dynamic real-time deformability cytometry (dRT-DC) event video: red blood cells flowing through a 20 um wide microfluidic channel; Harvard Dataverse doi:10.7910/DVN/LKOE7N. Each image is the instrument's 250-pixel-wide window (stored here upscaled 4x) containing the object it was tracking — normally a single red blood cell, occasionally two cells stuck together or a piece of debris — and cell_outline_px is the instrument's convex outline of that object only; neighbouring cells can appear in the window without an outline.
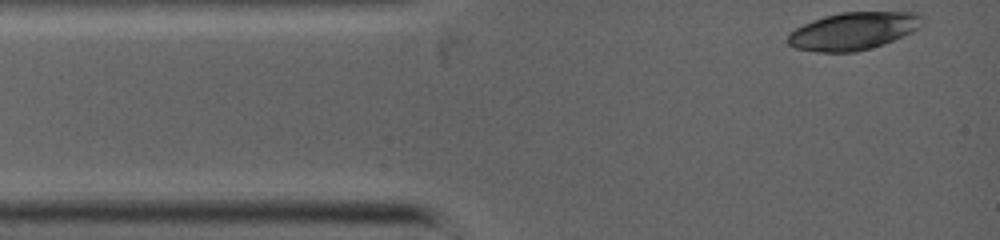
{"species": "common noctule bat (a hibernating species)", "species_latin": "Nyctalus noctula", "temperature_condition": "warm", "stored_images_in_passage": 5, "camera_frame_rate_fps": 5000, "um_per_image_px": 0.085, "animal": {"sex": "female", "body_mass_g": 19.0, "forearm_length_mm": 53.3}, "frame": {"image": 1, "passage_image": 1, "time_ms": 0.0, "image_size_px": [1000, 240], "cell_outline_px": [[924, 20], [920, 28], [912, 32], [884, 44], [856, 52], [816, 52], [796, 48], [788, 44], [788, 32], [812, 20], [824, 16], [840, 12], [920, 12], [924, 16]], "centroid_in_image_um": [72.56, 2.63], "position_along_channel_um": 12.4, "area_um2": 29.71}}